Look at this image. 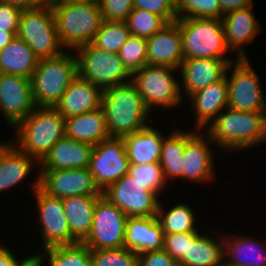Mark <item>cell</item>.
<instances>
[{"instance_id":"6da1fadb","label":"cell","mask_w":266,"mask_h":266,"mask_svg":"<svg viewBox=\"0 0 266 266\" xmlns=\"http://www.w3.org/2000/svg\"><path fill=\"white\" fill-rule=\"evenodd\" d=\"M101 106L112 138H123L150 125L151 111L131 80L104 90Z\"/></svg>"},{"instance_id":"7a4b0ae2","label":"cell","mask_w":266,"mask_h":266,"mask_svg":"<svg viewBox=\"0 0 266 266\" xmlns=\"http://www.w3.org/2000/svg\"><path fill=\"white\" fill-rule=\"evenodd\" d=\"M204 135L223 151L251 148L266 142V129L259 112H245L225 108L206 128Z\"/></svg>"},{"instance_id":"3957f363","label":"cell","mask_w":266,"mask_h":266,"mask_svg":"<svg viewBox=\"0 0 266 266\" xmlns=\"http://www.w3.org/2000/svg\"><path fill=\"white\" fill-rule=\"evenodd\" d=\"M16 147L40 163L65 136V118L54 107H36L14 127Z\"/></svg>"},{"instance_id":"277c9868","label":"cell","mask_w":266,"mask_h":266,"mask_svg":"<svg viewBox=\"0 0 266 266\" xmlns=\"http://www.w3.org/2000/svg\"><path fill=\"white\" fill-rule=\"evenodd\" d=\"M51 7L63 49L75 51L92 43L103 22L98 2L61 1Z\"/></svg>"},{"instance_id":"5b68a950","label":"cell","mask_w":266,"mask_h":266,"mask_svg":"<svg viewBox=\"0 0 266 266\" xmlns=\"http://www.w3.org/2000/svg\"><path fill=\"white\" fill-rule=\"evenodd\" d=\"M77 75V57L74 53L64 51L53 58L39 59L30 78L35 105L55 107Z\"/></svg>"},{"instance_id":"8992f818","label":"cell","mask_w":266,"mask_h":266,"mask_svg":"<svg viewBox=\"0 0 266 266\" xmlns=\"http://www.w3.org/2000/svg\"><path fill=\"white\" fill-rule=\"evenodd\" d=\"M182 37L183 60L225 57L226 45L222 20L218 18H178Z\"/></svg>"},{"instance_id":"52a82bcc","label":"cell","mask_w":266,"mask_h":266,"mask_svg":"<svg viewBox=\"0 0 266 266\" xmlns=\"http://www.w3.org/2000/svg\"><path fill=\"white\" fill-rule=\"evenodd\" d=\"M16 36L33 50L38 59L53 58L65 51L60 44L54 13L49 5L23 10Z\"/></svg>"},{"instance_id":"ba28073f","label":"cell","mask_w":266,"mask_h":266,"mask_svg":"<svg viewBox=\"0 0 266 266\" xmlns=\"http://www.w3.org/2000/svg\"><path fill=\"white\" fill-rule=\"evenodd\" d=\"M73 52L77 57L78 75L102 91L131 80L132 75L124 67L118 53H108L92 43Z\"/></svg>"},{"instance_id":"9c48e42d","label":"cell","mask_w":266,"mask_h":266,"mask_svg":"<svg viewBox=\"0 0 266 266\" xmlns=\"http://www.w3.org/2000/svg\"><path fill=\"white\" fill-rule=\"evenodd\" d=\"M177 70L179 69L147 64L142 70L132 74L131 81L150 111L158 106L164 110L182 104L181 81L172 74Z\"/></svg>"},{"instance_id":"30bf717a","label":"cell","mask_w":266,"mask_h":266,"mask_svg":"<svg viewBox=\"0 0 266 266\" xmlns=\"http://www.w3.org/2000/svg\"><path fill=\"white\" fill-rule=\"evenodd\" d=\"M34 181L31 188L36 198L39 221L37 225L40 226L43 249L78 243L79 241L71 234L62 199L48 195L39 187V175Z\"/></svg>"},{"instance_id":"8fae6325","label":"cell","mask_w":266,"mask_h":266,"mask_svg":"<svg viewBox=\"0 0 266 266\" xmlns=\"http://www.w3.org/2000/svg\"><path fill=\"white\" fill-rule=\"evenodd\" d=\"M127 215L101 196L94 208L92 227L82 241L90 250L124 247Z\"/></svg>"},{"instance_id":"7c38bea8","label":"cell","mask_w":266,"mask_h":266,"mask_svg":"<svg viewBox=\"0 0 266 266\" xmlns=\"http://www.w3.org/2000/svg\"><path fill=\"white\" fill-rule=\"evenodd\" d=\"M88 169L101 192L128 174L130 162L124 140L110 137L94 145Z\"/></svg>"},{"instance_id":"4fadbf2b","label":"cell","mask_w":266,"mask_h":266,"mask_svg":"<svg viewBox=\"0 0 266 266\" xmlns=\"http://www.w3.org/2000/svg\"><path fill=\"white\" fill-rule=\"evenodd\" d=\"M102 196L120 208L127 217L156 216L158 195L126 174L102 191Z\"/></svg>"},{"instance_id":"5bb4252c","label":"cell","mask_w":266,"mask_h":266,"mask_svg":"<svg viewBox=\"0 0 266 266\" xmlns=\"http://www.w3.org/2000/svg\"><path fill=\"white\" fill-rule=\"evenodd\" d=\"M251 65L249 58L236 59L235 63H230L227 68L232 69L231 77L228 76L227 71L225 74L230 109L245 112H258L260 109L265 96L260 85V78Z\"/></svg>"},{"instance_id":"9a60e30c","label":"cell","mask_w":266,"mask_h":266,"mask_svg":"<svg viewBox=\"0 0 266 266\" xmlns=\"http://www.w3.org/2000/svg\"><path fill=\"white\" fill-rule=\"evenodd\" d=\"M39 187L60 199L73 196L102 195L87 168L71 170H38Z\"/></svg>"},{"instance_id":"2e32d148","label":"cell","mask_w":266,"mask_h":266,"mask_svg":"<svg viewBox=\"0 0 266 266\" xmlns=\"http://www.w3.org/2000/svg\"><path fill=\"white\" fill-rule=\"evenodd\" d=\"M36 107L30 79L0 73V110L11 127L25 119Z\"/></svg>"},{"instance_id":"e0dca14e","label":"cell","mask_w":266,"mask_h":266,"mask_svg":"<svg viewBox=\"0 0 266 266\" xmlns=\"http://www.w3.org/2000/svg\"><path fill=\"white\" fill-rule=\"evenodd\" d=\"M185 132V148L183 160V180L191 182H208L214 179V152L210 149L213 141L206 134L203 137L200 130ZM194 131V132H193Z\"/></svg>"},{"instance_id":"ac0fdd59","label":"cell","mask_w":266,"mask_h":266,"mask_svg":"<svg viewBox=\"0 0 266 266\" xmlns=\"http://www.w3.org/2000/svg\"><path fill=\"white\" fill-rule=\"evenodd\" d=\"M233 59L216 58H192L181 62L179 71L181 74L180 90L185 91L186 96L208 87L212 83L221 80L226 71H229Z\"/></svg>"},{"instance_id":"d6986e66","label":"cell","mask_w":266,"mask_h":266,"mask_svg":"<svg viewBox=\"0 0 266 266\" xmlns=\"http://www.w3.org/2000/svg\"><path fill=\"white\" fill-rule=\"evenodd\" d=\"M147 64L179 69L183 61L182 37L176 21L147 38Z\"/></svg>"},{"instance_id":"ffe728a7","label":"cell","mask_w":266,"mask_h":266,"mask_svg":"<svg viewBox=\"0 0 266 266\" xmlns=\"http://www.w3.org/2000/svg\"><path fill=\"white\" fill-rule=\"evenodd\" d=\"M253 6L231 11L221 18L227 48L236 50L237 59H248L243 46L252 42L261 29L253 14Z\"/></svg>"},{"instance_id":"44dd1931","label":"cell","mask_w":266,"mask_h":266,"mask_svg":"<svg viewBox=\"0 0 266 266\" xmlns=\"http://www.w3.org/2000/svg\"><path fill=\"white\" fill-rule=\"evenodd\" d=\"M94 145L64 136L39 163V170H71L87 168Z\"/></svg>"},{"instance_id":"7402d4cb","label":"cell","mask_w":266,"mask_h":266,"mask_svg":"<svg viewBox=\"0 0 266 266\" xmlns=\"http://www.w3.org/2000/svg\"><path fill=\"white\" fill-rule=\"evenodd\" d=\"M191 106L195 112V130L202 131L226 107H228V83L226 75L219 81L201 89L189 96Z\"/></svg>"},{"instance_id":"603a6c76","label":"cell","mask_w":266,"mask_h":266,"mask_svg":"<svg viewBox=\"0 0 266 266\" xmlns=\"http://www.w3.org/2000/svg\"><path fill=\"white\" fill-rule=\"evenodd\" d=\"M102 94L99 87L77 75L54 108L64 118L80 115L101 107Z\"/></svg>"},{"instance_id":"cb8c5ba5","label":"cell","mask_w":266,"mask_h":266,"mask_svg":"<svg viewBox=\"0 0 266 266\" xmlns=\"http://www.w3.org/2000/svg\"><path fill=\"white\" fill-rule=\"evenodd\" d=\"M164 233L156 216L128 217L124 247L136 254L163 249Z\"/></svg>"},{"instance_id":"d4e9b609","label":"cell","mask_w":266,"mask_h":266,"mask_svg":"<svg viewBox=\"0 0 266 266\" xmlns=\"http://www.w3.org/2000/svg\"><path fill=\"white\" fill-rule=\"evenodd\" d=\"M0 141V192L23 182L39 163L19 150L13 141Z\"/></svg>"},{"instance_id":"484cf974","label":"cell","mask_w":266,"mask_h":266,"mask_svg":"<svg viewBox=\"0 0 266 266\" xmlns=\"http://www.w3.org/2000/svg\"><path fill=\"white\" fill-rule=\"evenodd\" d=\"M164 138L165 135L151 125L124 136L130 165L159 163Z\"/></svg>"},{"instance_id":"4316f807","label":"cell","mask_w":266,"mask_h":266,"mask_svg":"<svg viewBox=\"0 0 266 266\" xmlns=\"http://www.w3.org/2000/svg\"><path fill=\"white\" fill-rule=\"evenodd\" d=\"M65 126V136L75 141L96 145L110 138L102 106L80 115L65 118Z\"/></svg>"},{"instance_id":"83f0119b","label":"cell","mask_w":266,"mask_h":266,"mask_svg":"<svg viewBox=\"0 0 266 266\" xmlns=\"http://www.w3.org/2000/svg\"><path fill=\"white\" fill-rule=\"evenodd\" d=\"M238 236L223 234L224 262L231 266H266V241Z\"/></svg>"},{"instance_id":"f1b7e54d","label":"cell","mask_w":266,"mask_h":266,"mask_svg":"<svg viewBox=\"0 0 266 266\" xmlns=\"http://www.w3.org/2000/svg\"><path fill=\"white\" fill-rule=\"evenodd\" d=\"M101 196H73L62 199L64 214L71 234L79 242H82L90 233L94 208Z\"/></svg>"},{"instance_id":"f546056e","label":"cell","mask_w":266,"mask_h":266,"mask_svg":"<svg viewBox=\"0 0 266 266\" xmlns=\"http://www.w3.org/2000/svg\"><path fill=\"white\" fill-rule=\"evenodd\" d=\"M38 57L33 50L18 36L0 50V73L18 75L30 79Z\"/></svg>"},{"instance_id":"4dcf8cb0","label":"cell","mask_w":266,"mask_h":266,"mask_svg":"<svg viewBox=\"0 0 266 266\" xmlns=\"http://www.w3.org/2000/svg\"><path fill=\"white\" fill-rule=\"evenodd\" d=\"M220 237L218 241L208 235L199 234L189 242L188 256L179 262V266H221L225 260V252L223 235Z\"/></svg>"},{"instance_id":"1f68e13d","label":"cell","mask_w":266,"mask_h":266,"mask_svg":"<svg viewBox=\"0 0 266 266\" xmlns=\"http://www.w3.org/2000/svg\"><path fill=\"white\" fill-rule=\"evenodd\" d=\"M34 256L49 266H91L90 249L82 242L41 249Z\"/></svg>"},{"instance_id":"d6a6232c","label":"cell","mask_w":266,"mask_h":266,"mask_svg":"<svg viewBox=\"0 0 266 266\" xmlns=\"http://www.w3.org/2000/svg\"><path fill=\"white\" fill-rule=\"evenodd\" d=\"M184 148L185 132L183 130L177 129L164 138L159 163L166 181L170 178L183 179Z\"/></svg>"},{"instance_id":"836d02e7","label":"cell","mask_w":266,"mask_h":266,"mask_svg":"<svg viewBox=\"0 0 266 266\" xmlns=\"http://www.w3.org/2000/svg\"><path fill=\"white\" fill-rule=\"evenodd\" d=\"M188 204L179 203L166 211L165 207L158 206L157 219L163 229L164 234L173 233H188L201 232L195 228L196 214Z\"/></svg>"},{"instance_id":"e575fe53","label":"cell","mask_w":266,"mask_h":266,"mask_svg":"<svg viewBox=\"0 0 266 266\" xmlns=\"http://www.w3.org/2000/svg\"><path fill=\"white\" fill-rule=\"evenodd\" d=\"M130 36L131 32L125 21L103 20L92 44L108 53H119Z\"/></svg>"},{"instance_id":"d590c367","label":"cell","mask_w":266,"mask_h":266,"mask_svg":"<svg viewBox=\"0 0 266 266\" xmlns=\"http://www.w3.org/2000/svg\"><path fill=\"white\" fill-rule=\"evenodd\" d=\"M131 35L149 38L168 22L161 16L143 9L134 8L126 19Z\"/></svg>"},{"instance_id":"8d00e7d4","label":"cell","mask_w":266,"mask_h":266,"mask_svg":"<svg viewBox=\"0 0 266 266\" xmlns=\"http://www.w3.org/2000/svg\"><path fill=\"white\" fill-rule=\"evenodd\" d=\"M147 38L131 35L121 47L119 57L132 75L147 65Z\"/></svg>"},{"instance_id":"74e56055","label":"cell","mask_w":266,"mask_h":266,"mask_svg":"<svg viewBox=\"0 0 266 266\" xmlns=\"http://www.w3.org/2000/svg\"><path fill=\"white\" fill-rule=\"evenodd\" d=\"M128 174L133 180L144 185V188L154 191L158 196L167 186L160 163L130 165Z\"/></svg>"},{"instance_id":"f35d334b","label":"cell","mask_w":266,"mask_h":266,"mask_svg":"<svg viewBox=\"0 0 266 266\" xmlns=\"http://www.w3.org/2000/svg\"><path fill=\"white\" fill-rule=\"evenodd\" d=\"M178 18H218L221 19L219 0H177Z\"/></svg>"},{"instance_id":"ab89813d","label":"cell","mask_w":266,"mask_h":266,"mask_svg":"<svg viewBox=\"0 0 266 266\" xmlns=\"http://www.w3.org/2000/svg\"><path fill=\"white\" fill-rule=\"evenodd\" d=\"M91 266H139L138 254L125 247L90 250Z\"/></svg>"},{"instance_id":"60d3db41","label":"cell","mask_w":266,"mask_h":266,"mask_svg":"<svg viewBox=\"0 0 266 266\" xmlns=\"http://www.w3.org/2000/svg\"><path fill=\"white\" fill-rule=\"evenodd\" d=\"M200 232L164 234L163 249L178 263L188 256L189 242H192Z\"/></svg>"},{"instance_id":"b9f144b4","label":"cell","mask_w":266,"mask_h":266,"mask_svg":"<svg viewBox=\"0 0 266 266\" xmlns=\"http://www.w3.org/2000/svg\"><path fill=\"white\" fill-rule=\"evenodd\" d=\"M134 8L163 17L168 23L178 19L175 0H132Z\"/></svg>"},{"instance_id":"7bdbcfd3","label":"cell","mask_w":266,"mask_h":266,"mask_svg":"<svg viewBox=\"0 0 266 266\" xmlns=\"http://www.w3.org/2000/svg\"><path fill=\"white\" fill-rule=\"evenodd\" d=\"M98 3L102 18L106 21H126L134 9L132 0H99Z\"/></svg>"},{"instance_id":"ee69618b","label":"cell","mask_w":266,"mask_h":266,"mask_svg":"<svg viewBox=\"0 0 266 266\" xmlns=\"http://www.w3.org/2000/svg\"><path fill=\"white\" fill-rule=\"evenodd\" d=\"M22 9L13 4L0 1V29L17 31Z\"/></svg>"},{"instance_id":"f6af8a7d","label":"cell","mask_w":266,"mask_h":266,"mask_svg":"<svg viewBox=\"0 0 266 266\" xmlns=\"http://www.w3.org/2000/svg\"><path fill=\"white\" fill-rule=\"evenodd\" d=\"M139 266H179L164 249L138 254Z\"/></svg>"},{"instance_id":"bcb514c9","label":"cell","mask_w":266,"mask_h":266,"mask_svg":"<svg viewBox=\"0 0 266 266\" xmlns=\"http://www.w3.org/2000/svg\"><path fill=\"white\" fill-rule=\"evenodd\" d=\"M32 256L17 260L12 251L0 243V266H23Z\"/></svg>"},{"instance_id":"7dc6e473","label":"cell","mask_w":266,"mask_h":266,"mask_svg":"<svg viewBox=\"0 0 266 266\" xmlns=\"http://www.w3.org/2000/svg\"><path fill=\"white\" fill-rule=\"evenodd\" d=\"M219 2H220L221 18L223 17V15L231 11L253 6L252 0H219Z\"/></svg>"},{"instance_id":"c3c4849f","label":"cell","mask_w":266,"mask_h":266,"mask_svg":"<svg viewBox=\"0 0 266 266\" xmlns=\"http://www.w3.org/2000/svg\"><path fill=\"white\" fill-rule=\"evenodd\" d=\"M4 3L13 4L22 10L39 9L48 6L46 0H0Z\"/></svg>"},{"instance_id":"681fc988","label":"cell","mask_w":266,"mask_h":266,"mask_svg":"<svg viewBox=\"0 0 266 266\" xmlns=\"http://www.w3.org/2000/svg\"><path fill=\"white\" fill-rule=\"evenodd\" d=\"M17 31H4L0 29V50L8 45L15 37Z\"/></svg>"},{"instance_id":"f907efd6","label":"cell","mask_w":266,"mask_h":266,"mask_svg":"<svg viewBox=\"0 0 266 266\" xmlns=\"http://www.w3.org/2000/svg\"><path fill=\"white\" fill-rule=\"evenodd\" d=\"M258 112L261 118V123L266 129V98L265 97L263 98L262 104L260 105V109Z\"/></svg>"},{"instance_id":"816d5d0a","label":"cell","mask_w":266,"mask_h":266,"mask_svg":"<svg viewBox=\"0 0 266 266\" xmlns=\"http://www.w3.org/2000/svg\"><path fill=\"white\" fill-rule=\"evenodd\" d=\"M42 264L34 255L23 265V266H43Z\"/></svg>"},{"instance_id":"f5cc1de1","label":"cell","mask_w":266,"mask_h":266,"mask_svg":"<svg viewBox=\"0 0 266 266\" xmlns=\"http://www.w3.org/2000/svg\"><path fill=\"white\" fill-rule=\"evenodd\" d=\"M69 2H89V3H93V2H98L99 0H66Z\"/></svg>"},{"instance_id":"db71d44e","label":"cell","mask_w":266,"mask_h":266,"mask_svg":"<svg viewBox=\"0 0 266 266\" xmlns=\"http://www.w3.org/2000/svg\"><path fill=\"white\" fill-rule=\"evenodd\" d=\"M46 1H47V4L49 6H51V5H54V4L58 3V2L66 1V0H46Z\"/></svg>"},{"instance_id":"11a10c76","label":"cell","mask_w":266,"mask_h":266,"mask_svg":"<svg viewBox=\"0 0 266 266\" xmlns=\"http://www.w3.org/2000/svg\"><path fill=\"white\" fill-rule=\"evenodd\" d=\"M221 266H231V265H228L226 262H223Z\"/></svg>"}]
</instances>
